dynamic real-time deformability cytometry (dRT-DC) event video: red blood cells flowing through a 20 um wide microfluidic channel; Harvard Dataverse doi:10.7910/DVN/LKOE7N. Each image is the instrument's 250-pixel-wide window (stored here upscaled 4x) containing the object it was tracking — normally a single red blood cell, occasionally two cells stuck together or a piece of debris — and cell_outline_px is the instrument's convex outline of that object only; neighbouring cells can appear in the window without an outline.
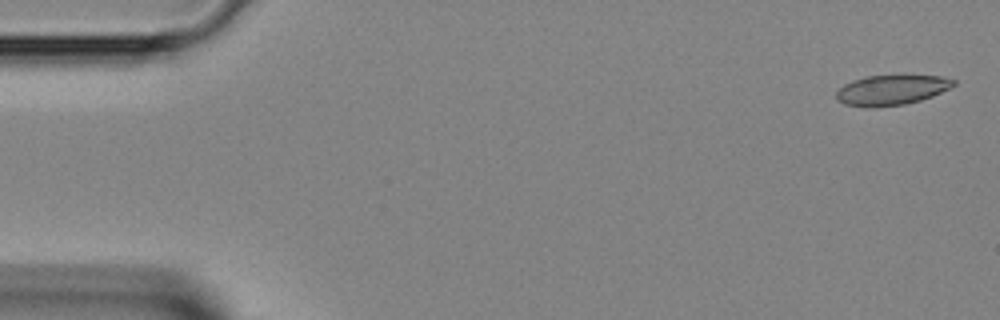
{"species": "Egyptian fruit bat (a non-hibernating species)", "species_latin": "Rousettus aegyptiacus", "temperature_condition": "room temperature", "stored_images_in_passage": 42, "camera_frame_rate_fps": 3000, "um_per_image_px": 0.085, "animal": {"sex": "female"}, "frame": {"image": 1, "passage_image": 1, "time_ms": 0.0, "image_size_px": [1000, 320], "cell_outline_px": [[956, 84], [932, 96], [920, 100], [904, 104], [872, 108], [864, 108], [844, 104], [836, 100], [836, 92], [844, 84], [852, 80], [868, 76], [940, 76], [956, 80]], "centroid_in_image_um": [75.72, 7.67], "position_along_channel_um": 9.3, "area_um2": 20.46}}
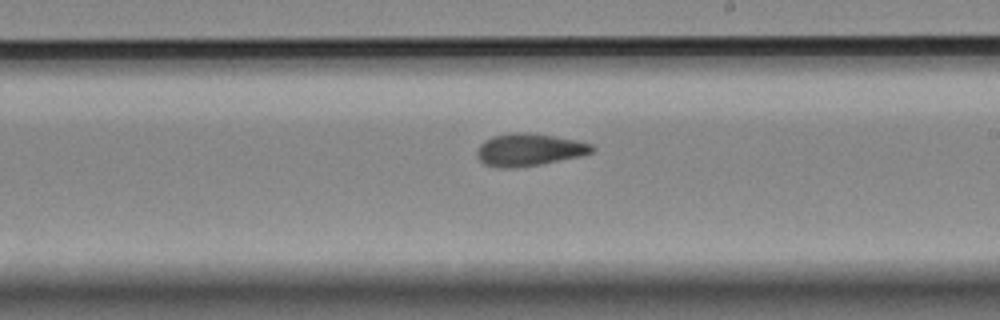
{"frame": {"image": 2, "passage_image": 24, "time_ms": 7.667, "image_size_px": [1000, 320], "cell_outline_px": [[596, 148], [592, 152], [580, 156], [540, 164], [516, 168], [496, 168], [484, 164], [476, 156], [476, 152], [480, 144], [484, 140], [492, 136], [512, 132], [528, 132], [556, 136], [576, 140], [592, 144]], "centroid_in_image_um": [44.94, 12.72], "position_along_channel_um": 244.1, "area_um2": 21.96}}
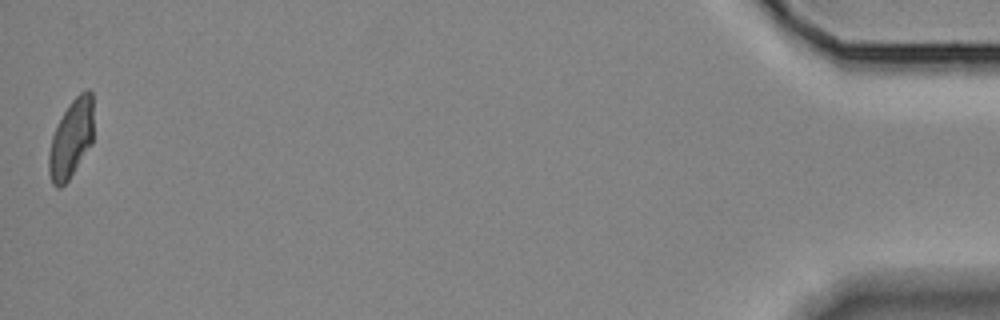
{"frame": {"image": 3, "passage_image": 42, "time_ms": 13.667, "image_size_px": [1000, 320], "cell_outline_px": [[92, 144], [68, 180], [60, 188], [56, 188], [52, 184], [48, 172], [48, 152], [52, 136], [68, 104], [80, 92], [88, 88], [92, 92]], "centroid_in_image_um": [6.03, 11.81], "position_along_channel_um": 429.2, "area_um2": 20.35}}